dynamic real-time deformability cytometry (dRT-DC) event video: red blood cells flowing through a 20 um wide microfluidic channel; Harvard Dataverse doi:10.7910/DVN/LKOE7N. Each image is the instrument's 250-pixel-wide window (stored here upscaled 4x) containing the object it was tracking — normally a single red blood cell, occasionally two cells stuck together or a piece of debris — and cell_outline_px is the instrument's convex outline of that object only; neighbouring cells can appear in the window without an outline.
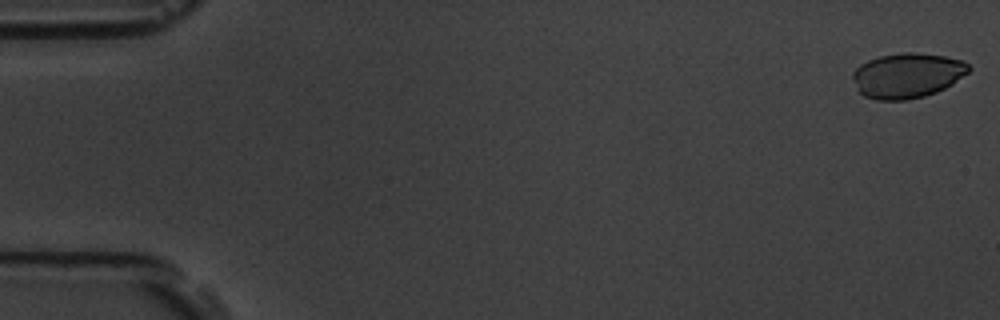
{"species": "common noctule bat (a hibernating species)", "species_latin": "Nyctalus noctula", "temperature_condition": "room temperature", "stored_images_in_passage": 54, "camera_frame_rate_fps": 3000, "um_per_image_px": 0.085, "animal": {"sex": "male", "body_mass_g": 19.5, "forearm_length_mm": 54.6}, "frame": {"image": 1, "passage_image": 1, "time_ms": 0.0, "image_size_px": [1000, 320], "cell_outline_px": [[972, 68], [968, 72], [952, 84], [936, 92], [924, 96], [904, 100], [876, 100], [864, 96], [856, 88], [852, 76], [852, 72], [860, 64], [868, 60], [880, 56], [908, 52], [912, 52], [944, 56], [960, 60], [968, 64]], "centroid_in_image_um": [77.09, 6.42], "position_along_channel_um": 7.9, "area_um2": 30.29}}